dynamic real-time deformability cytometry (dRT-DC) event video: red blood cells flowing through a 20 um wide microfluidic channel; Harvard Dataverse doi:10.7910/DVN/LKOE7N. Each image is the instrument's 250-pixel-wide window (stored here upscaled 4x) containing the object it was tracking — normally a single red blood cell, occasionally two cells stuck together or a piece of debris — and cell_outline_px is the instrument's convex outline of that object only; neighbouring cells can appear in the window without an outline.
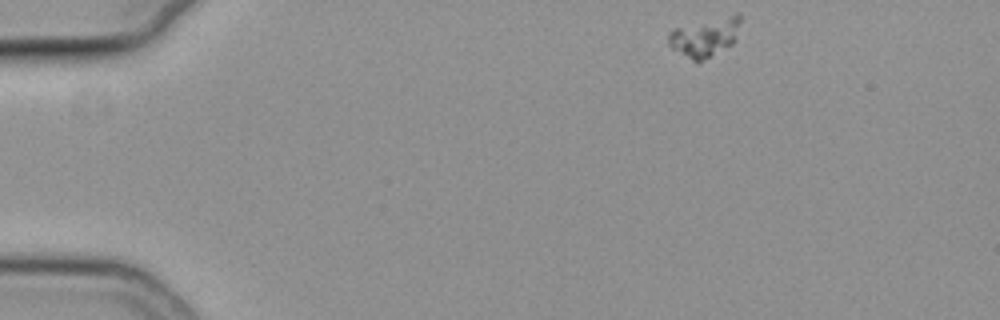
{"species": "common noctule bat (a hibernating species)", "species_latin": "Nyctalus noctula", "temperature_condition": "cold", "stored_images_in_passage": 48, "camera_frame_rate_fps": 3000, "um_per_image_px": 0.085, "animal": {"sex": "female", "body_mass_g": 19.3, "forearm_length_mm": 54.1}, "frame": {"image": 1, "passage_image": 1, "time_ms": 0.0, "image_size_px": [1000, 320], "cell_outline_px": [[740, 20], [736, 40], [732, 44], [700, 60], [692, 60], [672, 48], [668, 44], [668, 32], [672, 28], [736, 12], [740, 12]], "centroid_in_image_um": [59.92, 3.08], "position_along_channel_um": 25.1, "area_um2": 16.24}}
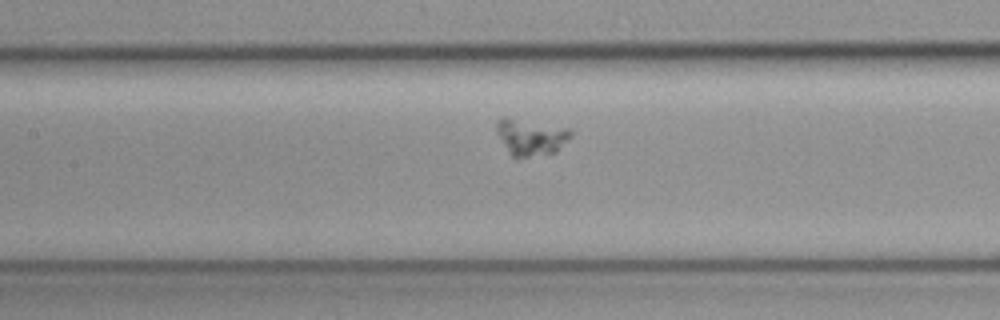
{"frame": {"image": 2, "passage_image": 19, "time_ms": 6.0, "image_size_px": [1000, 320], "cell_outline_px": [[572, 136], [556, 152], [516, 160], [512, 156], [496, 132], [496, 124], [504, 116], [572, 128]], "centroid_in_image_um": [45.15, 11.66], "position_along_channel_um": 162.2, "area_um2": 16.07}}
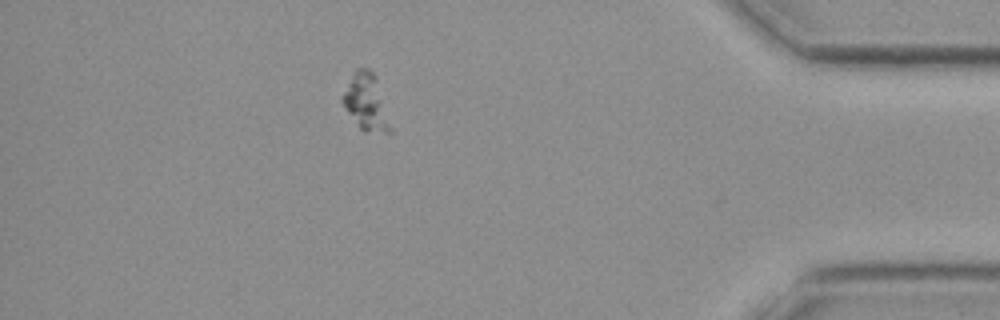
{"frame": {"image": 3, "passage_image": 42, "time_ms": 13.667, "image_size_px": [1000, 320], "cell_outline_px": [[392, 132], [364, 132], [360, 128], [348, 112], [340, 100], [352, 72], [356, 68], [368, 68], [376, 76], [392, 128]], "centroid_in_image_um": [31.12, 8.67], "position_along_channel_um": 404.1, "area_um2": 15.66}}